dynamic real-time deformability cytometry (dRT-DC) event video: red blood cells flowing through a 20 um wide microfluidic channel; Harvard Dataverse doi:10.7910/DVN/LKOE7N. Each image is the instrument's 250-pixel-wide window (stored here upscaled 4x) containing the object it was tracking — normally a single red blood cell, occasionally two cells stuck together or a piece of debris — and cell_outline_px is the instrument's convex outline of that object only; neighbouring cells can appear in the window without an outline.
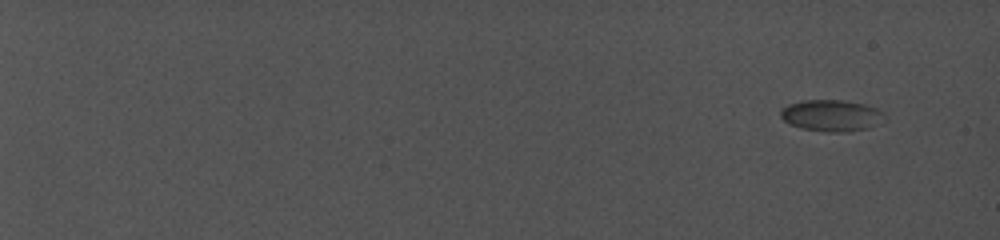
{"species": "common noctule bat (a hibernating species)", "species_latin": "Nyctalus noctula", "temperature_condition": "cold", "stored_images_in_passage": 32, "camera_frame_rate_fps": 5000, "um_per_image_px": 0.085, "animal": {"sex": "female", "body_mass_g": 19.0, "forearm_length_mm": 56.7}, "frame": {"image": 1, "passage_image": 1, "time_ms": 0.0, "image_size_px": [1000, 240], "cell_outline_px": [[888, 116], [868, 128], [840, 132], [828, 132], [804, 128], [788, 124], [780, 116], [780, 108], [788, 104], [804, 100], [840, 100], [864, 104], [876, 108], [884, 112]], "centroid_in_image_um": [70.65, 9.81], "position_along_channel_um": 14.4, "area_um2": 18.96}}
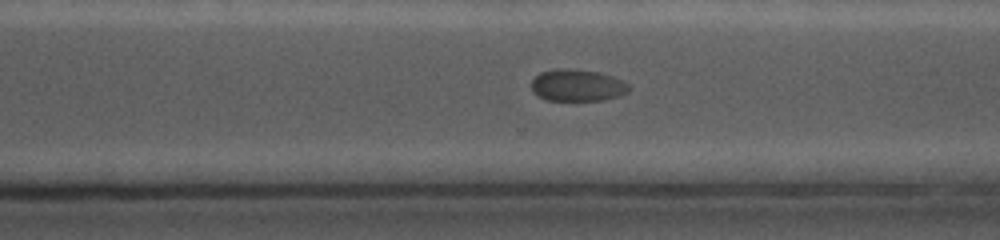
{"frame": {"image": 2, "passage_image": 28, "time_ms": 15.6, "image_size_px": [1000, 240], "cell_outline_px": [[632, 88], [628, 92], [620, 96], [604, 100], [548, 100], [536, 96], [532, 92], [532, 80], [540, 72], [556, 68], [568, 68], [600, 72], [624, 80]], "centroid_in_image_um": [49.1, 7.25], "position_along_channel_um": 321.5, "area_um2": 18.44}}
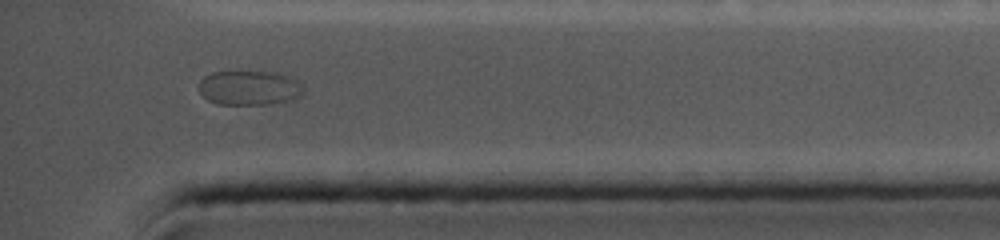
{"frame": {"image": 3, "passage_image": 32, "time_ms": 18.0, "image_size_px": [1000, 240], "cell_outline_px": [[304, 92], [300, 96], [288, 100], [264, 104], [216, 104], [208, 100], [196, 88], [200, 80], [204, 76], [212, 72], [276, 72], [296, 80], [304, 84]], "centroid_in_image_um": [21.16, 7.46], "position_along_channel_um": 414.0, "area_um2": 21.04}}